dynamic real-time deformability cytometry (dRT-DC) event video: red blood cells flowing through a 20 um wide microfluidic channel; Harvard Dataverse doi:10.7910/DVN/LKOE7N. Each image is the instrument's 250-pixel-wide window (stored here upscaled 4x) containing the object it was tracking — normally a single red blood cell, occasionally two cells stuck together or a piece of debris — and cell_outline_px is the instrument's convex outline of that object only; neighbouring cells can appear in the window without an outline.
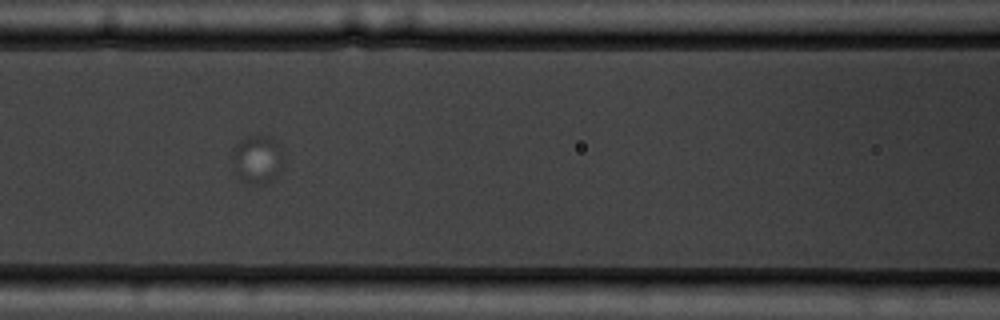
{"species": "common noctule bat (a hibernating species)", "species_latin": "Nyctalus noctula", "temperature_condition": "warm", "stored_images_in_passage": 4, "camera_frame_rate_fps": 3000, "um_per_image_px": 0.085, "animal": {"sex": "male", "body_mass_g": 19.5, "forearm_length_mm": 54.6}, "frame": {"image": 1, "passage_image": 3, "time_ms": 2.333, "image_size_px": [1000, 320], "cell_outline_px": [[284, 164], [280, 172], [268, 184], [256, 184], [240, 180], [236, 172], [232, 152], [232, 148], [240, 140], [248, 136], [268, 136], [280, 144], [284, 160]], "centroid_in_image_um": [21.91, 13.55], "position_along_channel_um": 144.7, "area_um2": 14.57}}
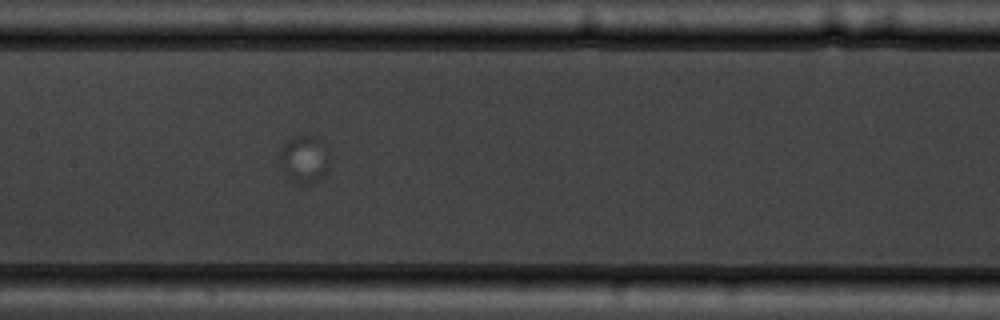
{"frame": {"image": 2, "passage_image": 4, "time_ms": 3.333, "image_size_px": [1000, 320], "cell_outline_px": [[328, 172], [324, 176], [308, 184], [300, 184], [292, 180], [284, 172], [280, 156], [280, 152], [284, 144], [292, 136], [316, 136], [328, 152]], "centroid_in_image_um": [25.88, 13.53], "position_along_channel_um": 181.5, "area_um2": 13.47}}